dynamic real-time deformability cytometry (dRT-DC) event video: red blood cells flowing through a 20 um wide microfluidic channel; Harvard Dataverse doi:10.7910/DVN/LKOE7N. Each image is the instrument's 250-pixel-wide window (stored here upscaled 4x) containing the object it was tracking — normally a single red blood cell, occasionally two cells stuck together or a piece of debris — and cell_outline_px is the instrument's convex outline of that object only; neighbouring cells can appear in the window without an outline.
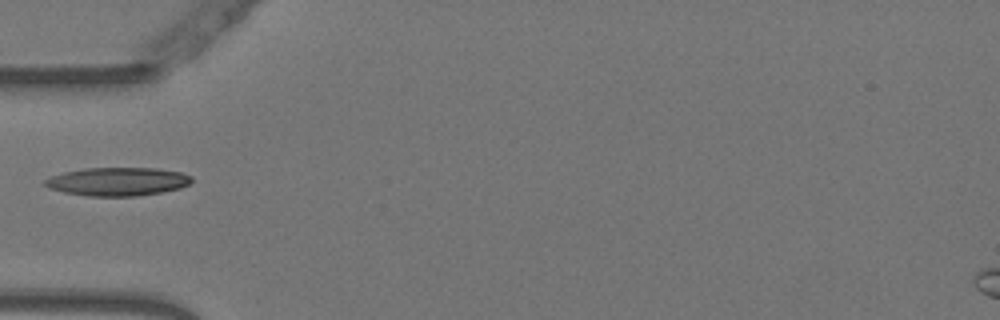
{"species": "Egyptian fruit bat (a non-hibernating species)", "species_latin": "Rousettus aegyptiacus", "temperature_condition": "warm", "stored_images_in_passage": 37, "camera_frame_rate_fps": 3000, "um_per_image_px": 0.085, "animal": {"sex": "female"}, "frame": {"image": 1, "passage_image": 1, "time_ms": 0.0, "image_size_px": [1000, 320], "cell_outline_px": [[192, 180], [188, 184], [180, 188], [160, 192], [136, 196], [88, 196], [64, 192], [48, 188], [44, 184], [44, 180], [52, 176], [64, 172], [84, 168], [156, 168], [180, 172], [192, 176]], "centroid_in_image_um": [9.98, 15.43], "position_along_channel_um": 75.0, "area_um2": 24.16}}
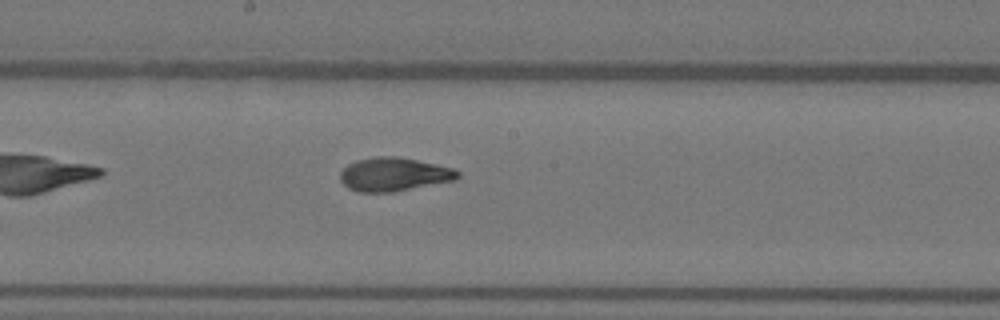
{"frame": {"image": 2, "passage_image": 12, "time_ms": 3.667, "image_size_px": [1000, 320], "cell_outline_px": [[460, 176], [456, 180], [392, 192], [360, 192], [348, 188], [340, 180], [340, 172], [348, 164], [356, 160], [376, 156], [396, 156], [436, 164], [452, 168], [460, 172]], "centroid_in_image_um": [33.48, 14.82], "position_along_channel_um": 214.7, "area_um2": 22.95}}
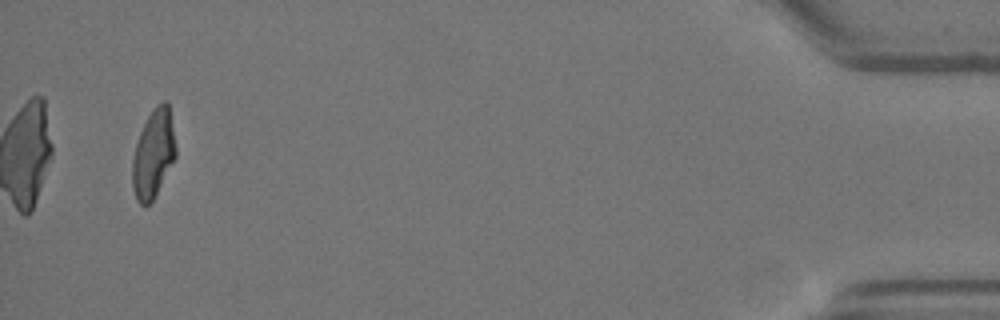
{"frame": {"image": 3, "passage_image": 35, "time_ms": 11.333, "image_size_px": [1000, 320], "cell_outline_px": [[176, 156], [152, 200], [144, 208], [136, 200], [132, 188], [132, 160], [136, 144], [140, 132], [148, 116], [156, 104], [164, 100], [168, 100], [176, 148]], "centroid_in_image_um": [13.02, 13.06], "position_along_channel_um": 422.2, "area_um2": 22.2}}